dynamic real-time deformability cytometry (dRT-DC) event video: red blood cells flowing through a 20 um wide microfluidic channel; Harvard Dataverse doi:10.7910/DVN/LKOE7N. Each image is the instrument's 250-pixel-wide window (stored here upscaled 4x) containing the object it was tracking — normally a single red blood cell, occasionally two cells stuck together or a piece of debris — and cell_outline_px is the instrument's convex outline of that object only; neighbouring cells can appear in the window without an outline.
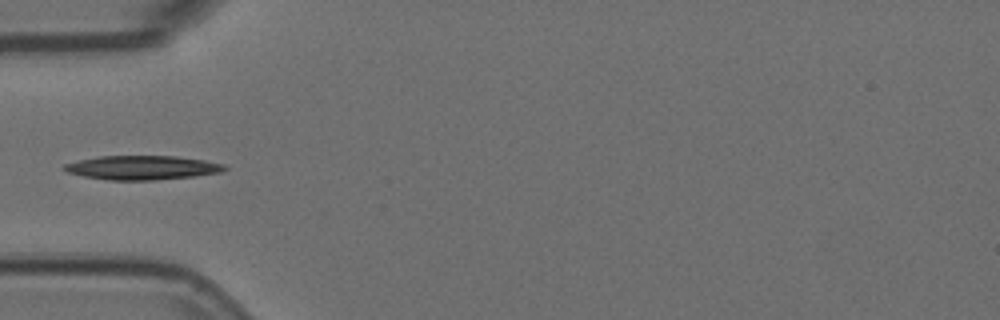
{"species": "Egyptian fruit bat (a non-hibernating species)", "species_latin": "Rousettus aegyptiacus", "temperature_condition": "room temperature", "stored_images_in_passage": 7, "camera_frame_rate_fps": 3000, "um_per_image_px": 0.085, "animal": {"sex": "female"}, "frame": {"image": 1, "passage_image": 7, "time_ms": 2.0, "image_size_px": [1000, 320], "cell_outline_px": [[228, 168], [220, 172], [196, 176], [156, 180], [108, 180], [84, 176], [64, 172], [60, 168], [64, 164], [96, 156], [176, 156], [204, 160], [224, 164]], "centroid_in_image_um": [12.05, 14.25], "position_along_channel_um": 73.0, "area_um2": 22.66}}